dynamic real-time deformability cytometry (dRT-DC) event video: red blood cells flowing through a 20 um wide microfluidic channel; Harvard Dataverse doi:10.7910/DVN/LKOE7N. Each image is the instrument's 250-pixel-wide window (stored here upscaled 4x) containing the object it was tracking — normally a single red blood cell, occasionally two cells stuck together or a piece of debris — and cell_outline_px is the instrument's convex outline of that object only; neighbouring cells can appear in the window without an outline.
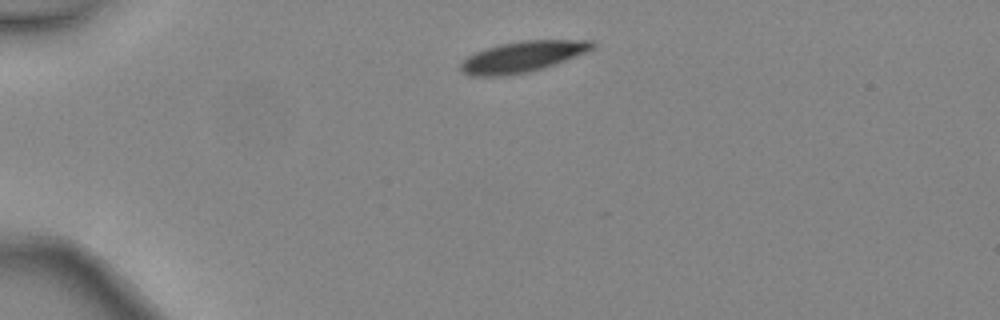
{"species": "common noctule bat (a hibernating species)", "species_latin": "Nyctalus noctula", "temperature_condition": "warm", "stored_images_in_passage": 1, "camera_frame_rate_fps": 3000, "um_per_image_px": 0.085, "animal": {"sex": "female", "body_mass_g": 24.6, "forearm_length_mm": 56.2}, "frame": {"image": 1, "passage_image": 1, "time_ms": 0.0, "image_size_px": [1000, 320], "cell_outline_px": [[596, 48], [588, 52], [556, 64], [528, 72], [504, 76], [468, 76], [460, 68], [460, 64], [468, 56], [484, 48], [500, 44], [520, 40], [596, 40]], "centroid_in_image_um": [44.47, 4.81], "position_along_channel_um": 40.5, "area_um2": 23.99}}